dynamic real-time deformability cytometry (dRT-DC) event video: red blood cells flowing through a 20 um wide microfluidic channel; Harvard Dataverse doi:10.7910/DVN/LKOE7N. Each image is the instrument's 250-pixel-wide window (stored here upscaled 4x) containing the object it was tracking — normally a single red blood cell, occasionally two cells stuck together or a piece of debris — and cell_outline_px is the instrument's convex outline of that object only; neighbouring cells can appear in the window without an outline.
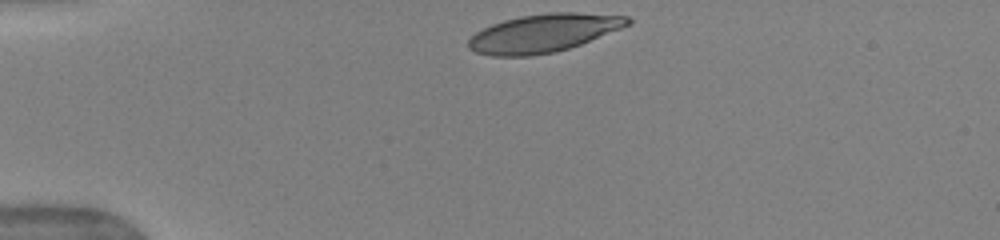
{"species": "human", "species_latin": "Homo sapiens", "temperature_condition": "warm", "stored_images_in_passage": 32, "camera_frame_rate_fps": 3000, "um_per_image_px": 0.085, "donor": {"sex": "female"}, "frame": {"image": 1, "passage_image": 1, "time_ms": 0.0, "image_size_px": [1000, 240], "cell_outline_px": [[632, 24], [580, 44], [556, 52], [528, 56], [492, 56], [476, 52], [468, 48], [468, 40], [476, 32], [492, 24], [504, 20], [520, 16], [548, 12], [572, 12], [628, 16], [632, 20]], "centroid_in_image_um": [46.2, 2.81], "position_along_channel_um": 38.8, "area_um2": 35.32}}
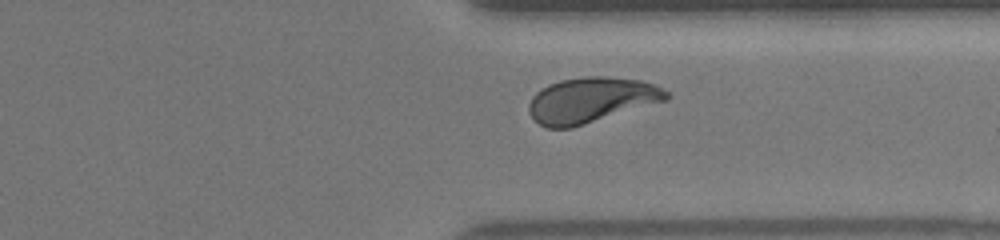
{"frame": {"image": 2, "passage_image": 29, "time_ms": 9.333, "image_size_px": [1000, 240], "cell_outline_px": [[672, 96], [668, 100], [572, 128], [548, 128], [540, 124], [528, 112], [528, 104], [532, 96], [536, 92], [548, 84], [560, 80], [584, 76], [608, 76], [640, 80], [656, 84], [668, 92]], "centroid_in_image_um": [50.27, 8.49], "position_along_channel_um": 361.1, "area_um2": 36.7}, "authors_computed_cell_mechanics": {"area_um2": 36.0094, "velocity_mm_per_s": 3.9382, "shape_relaxation_time_tau1_ms": 4.0118, "shape_relaxation_time_tau2_ms": 0.8891, "deformation_change_tau1": 0.2, "deformation_change_tau2": 0.0812}}